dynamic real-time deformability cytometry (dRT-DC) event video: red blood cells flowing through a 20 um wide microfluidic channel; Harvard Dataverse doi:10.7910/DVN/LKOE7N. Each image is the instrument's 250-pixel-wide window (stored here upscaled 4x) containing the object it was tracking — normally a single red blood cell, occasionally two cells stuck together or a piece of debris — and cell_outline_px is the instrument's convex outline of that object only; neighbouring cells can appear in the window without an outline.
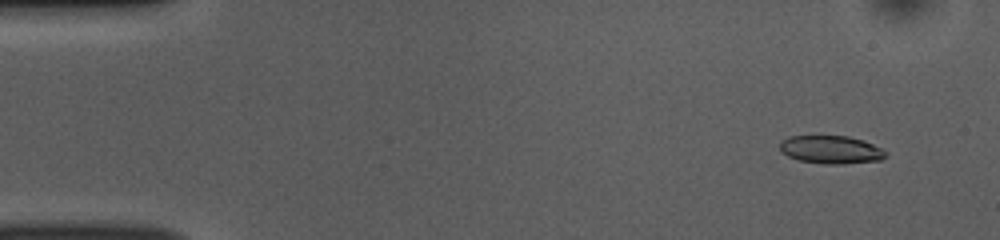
{"species": "common noctule bat (a hibernating species)", "species_latin": "Nyctalus noctula", "temperature_condition": "room temperature", "stored_images_in_passage": 52, "camera_frame_rate_fps": 3000, "um_per_image_px": 0.085, "animal": {"sex": "female", "body_mass_g": 10.0, "forearm_length_mm": 53.1}, "frame": {"image": 1, "passage_image": 4, "time_ms": 1.0, "image_size_px": [1000, 240], "cell_outline_px": [[888, 156], [880, 160], [844, 164], [824, 164], [800, 160], [788, 156], [780, 152], [780, 140], [788, 136], [848, 136], [864, 140], [888, 152]], "centroid_in_image_um": [70.63, 12.72], "position_along_channel_um": 14.4, "area_um2": 17.46}}
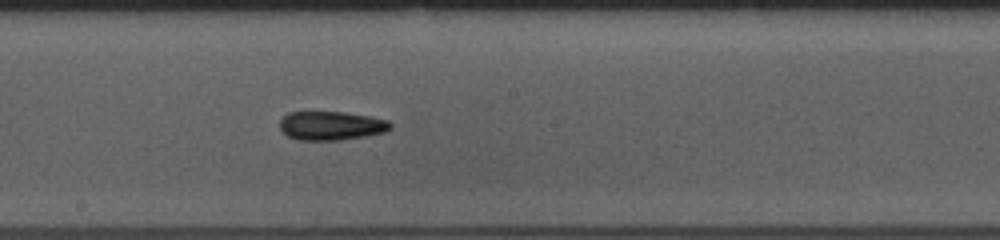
{"frame": {"image": 2, "passage_image": 28, "time_ms": 9.0, "image_size_px": [1000, 240], "cell_outline_px": [[392, 128], [388, 132], [340, 140], [296, 140], [288, 136], [280, 128], [280, 120], [288, 112], [344, 112], [372, 116], [388, 120], [392, 124]], "centroid_in_image_um": [28.19, 10.68], "position_along_channel_um": 220.0, "area_um2": 18.79}}
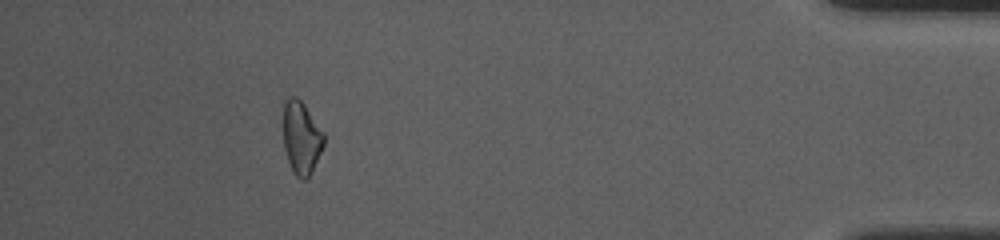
{"frame": {"image": 3, "passage_image": 47, "time_ms": 15.333, "image_size_px": [1000, 240], "cell_outline_px": [[324, 144], [308, 176], [304, 180], [300, 180], [296, 176], [288, 160], [284, 148], [284, 104], [288, 96], [296, 96], [304, 104], [324, 132]], "centroid_in_image_um": [25.61, 11.67], "position_along_channel_um": 409.6, "area_um2": 16.88}, "authors_computed_cell_mechanics": {"area_um2": 17.9469, "velocity_mm_per_s": 3.8681, "shape_relaxation_time_tau1_ms": 6.8533, "shape_relaxation_time_tau2_ms": 3.2426, "deformation_change_tau1": 0.1568, "deformation_change_tau2": 0.1095}}